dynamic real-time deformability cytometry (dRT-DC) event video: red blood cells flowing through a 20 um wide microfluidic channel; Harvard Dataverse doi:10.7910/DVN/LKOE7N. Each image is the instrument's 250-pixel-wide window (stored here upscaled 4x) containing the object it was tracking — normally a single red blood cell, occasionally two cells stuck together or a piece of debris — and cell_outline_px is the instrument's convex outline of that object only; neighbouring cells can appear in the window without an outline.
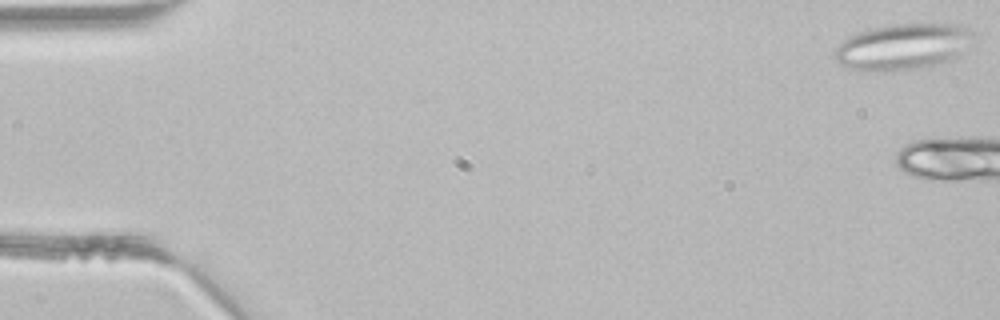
{"species": "common noctule bat (a hibernating species)", "species_latin": "Nyctalus noctula", "temperature_condition": "room temperature", "stored_images_in_passage": 6, "camera_frame_rate_fps": 3000, "um_per_image_px": 0.085, "animal": {"sex": "male", "body_mass_g": 21.5, "forearm_length_mm": 52.0}, "frame": {"image": 1, "passage_image": 1, "time_ms": 0.0, "image_size_px": [1000, 320], "cell_outline_px": [[976, 32], [956, 56], [948, 60], [920, 68], [892, 72], [864, 72], [840, 64], [832, 56], [836, 48], [848, 36], [856, 32], [868, 28], [884, 24], [956, 24], [968, 28]], "centroid_in_image_um": [76.65, 3.97], "position_along_channel_um": 8.4, "area_um2": 37.45}}
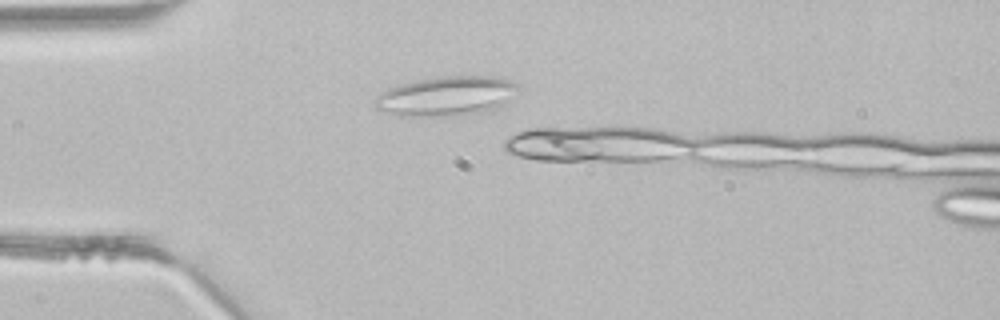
{"frame": {"image": 2, "passage_image": 4, "time_ms": 1.0, "image_size_px": [1000, 320], "cell_outline_px": [[524, 88], [504, 104], [492, 112], [456, 116], [396, 116], [380, 112], [376, 108], [376, 96], [380, 92], [388, 88], [400, 84], [416, 80], [440, 76], [500, 76], [512, 80], [520, 84]], "centroid_in_image_um": [38.04, 8.17], "position_along_channel_um": 47.0, "area_um2": 34.22}}